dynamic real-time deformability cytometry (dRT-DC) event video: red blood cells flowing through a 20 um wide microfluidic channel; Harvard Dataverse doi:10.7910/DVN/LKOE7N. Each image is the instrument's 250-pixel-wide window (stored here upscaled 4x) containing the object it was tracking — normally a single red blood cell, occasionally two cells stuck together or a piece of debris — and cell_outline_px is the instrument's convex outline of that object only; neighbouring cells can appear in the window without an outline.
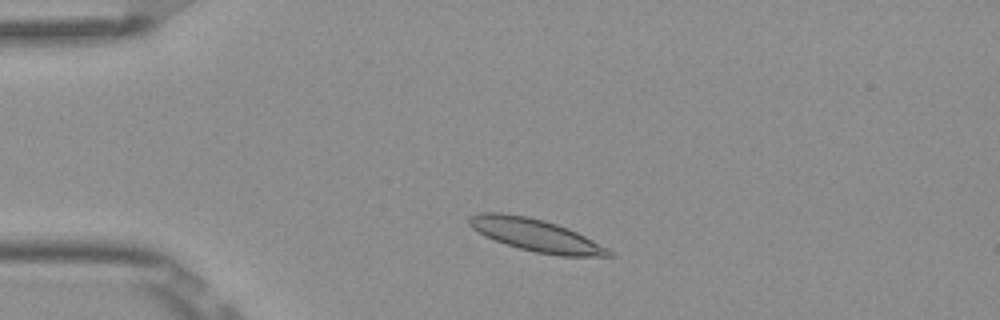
{"species": "Egyptian fruit bat (a non-hibernating species)", "species_latin": "Rousettus aegyptiacus", "temperature_condition": "room temperature", "stored_images_in_passage": 2, "camera_frame_rate_fps": 3000, "um_per_image_px": 0.085, "frame": {"image": 1, "passage_image": 1, "time_ms": 0.0, "image_size_px": [1000, 320], "cell_outline_px": [[616, 256], [560, 256], [536, 252], [504, 244], [484, 236], [472, 228], [468, 224], [468, 216], [480, 212], [500, 212], [528, 216], [544, 220], [556, 224], [576, 232], [608, 248]], "centroid_in_image_um": [45.49, 19.98], "position_along_channel_um": 39.5, "area_um2": 26.36}}